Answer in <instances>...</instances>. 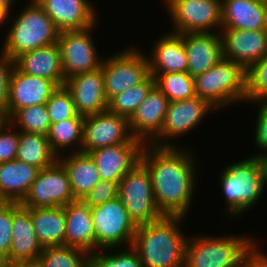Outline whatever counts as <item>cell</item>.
I'll return each instance as SVG.
<instances>
[{
    "label": "cell",
    "mask_w": 267,
    "mask_h": 267,
    "mask_svg": "<svg viewBox=\"0 0 267 267\" xmlns=\"http://www.w3.org/2000/svg\"><path fill=\"white\" fill-rule=\"evenodd\" d=\"M2 267H38L36 263H15L10 265H3Z\"/></svg>",
    "instance_id": "7dc6e473"
},
{
    "label": "cell",
    "mask_w": 267,
    "mask_h": 267,
    "mask_svg": "<svg viewBox=\"0 0 267 267\" xmlns=\"http://www.w3.org/2000/svg\"><path fill=\"white\" fill-rule=\"evenodd\" d=\"M223 58L241 64L246 70L267 55V29H221Z\"/></svg>",
    "instance_id": "2e32d148"
},
{
    "label": "cell",
    "mask_w": 267,
    "mask_h": 267,
    "mask_svg": "<svg viewBox=\"0 0 267 267\" xmlns=\"http://www.w3.org/2000/svg\"><path fill=\"white\" fill-rule=\"evenodd\" d=\"M118 197L136 225L163 217L154 199L150 174L141 163L120 180Z\"/></svg>",
    "instance_id": "52a82bcc"
},
{
    "label": "cell",
    "mask_w": 267,
    "mask_h": 267,
    "mask_svg": "<svg viewBox=\"0 0 267 267\" xmlns=\"http://www.w3.org/2000/svg\"><path fill=\"white\" fill-rule=\"evenodd\" d=\"M74 200L66 170L56 161L52 166L38 171L20 205L25 208L57 207Z\"/></svg>",
    "instance_id": "30bf717a"
},
{
    "label": "cell",
    "mask_w": 267,
    "mask_h": 267,
    "mask_svg": "<svg viewBox=\"0 0 267 267\" xmlns=\"http://www.w3.org/2000/svg\"><path fill=\"white\" fill-rule=\"evenodd\" d=\"M14 64L25 74L52 80L58 86L64 85L65 77L58 43L23 53L14 60Z\"/></svg>",
    "instance_id": "d4e9b609"
},
{
    "label": "cell",
    "mask_w": 267,
    "mask_h": 267,
    "mask_svg": "<svg viewBox=\"0 0 267 267\" xmlns=\"http://www.w3.org/2000/svg\"><path fill=\"white\" fill-rule=\"evenodd\" d=\"M63 207L66 215L65 245L93 253L96 250V234L91 207L81 199Z\"/></svg>",
    "instance_id": "cb8c5ba5"
},
{
    "label": "cell",
    "mask_w": 267,
    "mask_h": 267,
    "mask_svg": "<svg viewBox=\"0 0 267 267\" xmlns=\"http://www.w3.org/2000/svg\"><path fill=\"white\" fill-rule=\"evenodd\" d=\"M211 109L216 110L208 101L198 96L188 100L169 102L162 129L149 145L155 147H177L171 145V143L165 141V139H172V137L177 138L181 134L184 135L186 132H190L191 129L196 127L200 121L203 120L209 111H212ZM162 139H164L163 141L165 142L162 143Z\"/></svg>",
    "instance_id": "5bb4252c"
},
{
    "label": "cell",
    "mask_w": 267,
    "mask_h": 267,
    "mask_svg": "<svg viewBox=\"0 0 267 267\" xmlns=\"http://www.w3.org/2000/svg\"><path fill=\"white\" fill-rule=\"evenodd\" d=\"M94 24L84 29L61 31L57 43L61 51V63L65 80L76 74L97 70L102 59L97 56L91 37Z\"/></svg>",
    "instance_id": "7c38bea8"
},
{
    "label": "cell",
    "mask_w": 267,
    "mask_h": 267,
    "mask_svg": "<svg viewBox=\"0 0 267 267\" xmlns=\"http://www.w3.org/2000/svg\"><path fill=\"white\" fill-rule=\"evenodd\" d=\"M45 107L49 113L51 123L75 118L78 115L71 94L64 85L57 87L47 100Z\"/></svg>",
    "instance_id": "8d00e7d4"
},
{
    "label": "cell",
    "mask_w": 267,
    "mask_h": 267,
    "mask_svg": "<svg viewBox=\"0 0 267 267\" xmlns=\"http://www.w3.org/2000/svg\"><path fill=\"white\" fill-rule=\"evenodd\" d=\"M58 156L52 151L46 135L19 132L16 160L37 167L39 170L52 166Z\"/></svg>",
    "instance_id": "f546056e"
},
{
    "label": "cell",
    "mask_w": 267,
    "mask_h": 267,
    "mask_svg": "<svg viewBox=\"0 0 267 267\" xmlns=\"http://www.w3.org/2000/svg\"><path fill=\"white\" fill-rule=\"evenodd\" d=\"M38 267H89V253L72 246L43 247L38 259Z\"/></svg>",
    "instance_id": "d6a6232c"
},
{
    "label": "cell",
    "mask_w": 267,
    "mask_h": 267,
    "mask_svg": "<svg viewBox=\"0 0 267 267\" xmlns=\"http://www.w3.org/2000/svg\"><path fill=\"white\" fill-rule=\"evenodd\" d=\"M253 242L247 249L242 267H267V254L256 249Z\"/></svg>",
    "instance_id": "ee69618b"
},
{
    "label": "cell",
    "mask_w": 267,
    "mask_h": 267,
    "mask_svg": "<svg viewBox=\"0 0 267 267\" xmlns=\"http://www.w3.org/2000/svg\"><path fill=\"white\" fill-rule=\"evenodd\" d=\"M94 221L97 250L113 251L127 242L132 245L137 225L129 216L128 211L119 197L105 204L91 207ZM100 248V249H99Z\"/></svg>",
    "instance_id": "ba28073f"
},
{
    "label": "cell",
    "mask_w": 267,
    "mask_h": 267,
    "mask_svg": "<svg viewBox=\"0 0 267 267\" xmlns=\"http://www.w3.org/2000/svg\"><path fill=\"white\" fill-rule=\"evenodd\" d=\"M13 2V0H0V7L9 14Z\"/></svg>",
    "instance_id": "bcb514c9"
},
{
    "label": "cell",
    "mask_w": 267,
    "mask_h": 267,
    "mask_svg": "<svg viewBox=\"0 0 267 267\" xmlns=\"http://www.w3.org/2000/svg\"><path fill=\"white\" fill-rule=\"evenodd\" d=\"M127 118L108 110L84 118L82 152L119 143H143L132 136Z\"/></svg>",
    "instance_id": "4fadbf2b"
},
{
    "label": "cell",
    "mask_w": 267,
    "mask_h": 267,
    "mask_svg": "<svg viewBox=\"0 0 267 267\" xmlns=\"http://www.w3.org/2000/svg\"><path fill=\"white\" fill-rule=\"evenodd\" d=\"M57 87L52 80L25 74L14 66L9 81L7 119L19 109L46 104Z\"/></svg>",
    "instance_id": "9a60e30c"
},
{
    "label": "cell",
    "mask_w": 267,
    "mask_h": 267,
    "mask_svg": "<svg viewBox=\"0 0 267 267\" xmlns=\"http://www.w3.org/2000/svg\"><path fill=\"white\" fill-rule=\"evenodd\" d=\"M148 57L150 73L187 72L188 61L183 34L169 33L161 37Z\"/></svg>",
    "instance_id": "484cf974"
},
{
    "label": "cell",
    "mask_w": 267,
    "mask_h": 267,
    "mask_svg": "<svg viewBox=\"0 0 267 267\" xmlns=\"http://www.w3.org/2000/svg\"><path fill=\"white\" fill-rule=\"evenodd\" d=\"M173 33L211 32L221 28V0H166ZM213 28V29H211Z\"/></svg>",
    "instance_id": "8fae6325"
},
{
    "label": "cell",
    "mask_w": 267,
    "mask_h": 267,
    "mask_svg": "<svg viewBox=\"0 0 267 267\" xmlns=\"http://www.w3.org/2000/svg\"><path fill=\"white\" fill-rule=\"evenodd\" d=\"M0 55V108L6 113L9 81L15 64L14 60L7 56L3 51H1Z\"/></svg>",
    "instance_id": "b9f144b4"
},
{
    "label": "cell",
    "mask_w": 267,
    "mask_h": 267,
    "mask_svg": "<svg viewBox=\"0 0 267 267\" xmlns=\"http://www.w3.org/2000/svg\"><path fill=\"white\" fill-rule=\"evenodd\" d=\"M179 216H163L137 225L131 247L144 267H185L187 237L180 229Z\"/></svg>",
    "instance_id": "7a4b0ae2"
},
{
    "label": "cell",
    "mask_w": 267,
    "mask_h": 267,
    "mask_svg": "<svg viewBox=\"0 0 267 267\" xmlns=\"http://www.w3.org/2000/svg\"><path fill=\"white\" fill-rule=\"evenodd\" d=\"M144 143H119L87 152L98 169L100 180H120L140 163Z\"/></svg>",
    "instance_id": "e0dca14e"
},
{
    "label": "cell",
    "mask_w": 267,
    "mask_h": 267,
    "mask_svg": "<svg viewBox=\"0 0 267 267\" xmlns=\"http://www.w3.org/2000/svg\"><path fill=\"white\" fill-rule=\"evenodd\" d=\"M38 171L37 167L16 159L0 163V201L20 203Z\"/></svg>",
    "instance_id": "4316f807"
},
{
    "label": "cell",
    "mask_w": 267,
    "mask_h": 267,
    "mask_svg": "<svg viewBox=\"0 0 267 267\" xmlns=\"http://www.w3.org/2000/svg\"><path fill=\"white\" fill-rule=\"evenodd\" d=\"M154 86V78L152 75H149L139 85L126 89L119 95L113 97L108 102L107 110L129 120Z\"/></svg>",
    "instance_id": "836d02e7"
},
{
    "label": "cell",
    "mask_w": 267,
    "mask_h": 267,
    "mask_svg": "<svg viewBox=\"0 0 267 267\" xmlns=\"http://www.w3.org/2000/svg\"><path fill=\"white\" fill-rule=\"evenodd\" d=\"M75 152L68 158L58 157L57 161L65 168L71 183L75 199H83L89 191L100 181L98 169L88 153Z\"/></svg>",
    "instance_id": "f1b7e54d"
},
{
    "label": "cell",
    "mask_w": 267,
    "mask_h": 267,
    "mask_svg": "<svg viewBox=\"0 0 267 267\" xmlns=\"http://www.w3.org/2000/svg\"><path fill=\"white\" fill-rule=\"evenodd\" d=\"M104 92L108 102L126 89L142 83L149 75L148 57L137 48H126L102 61Z\"/></svg>",
    "instance_id": "9c48e42d"
},
{
    "label": "cell",
    "mask_w": 267,
    "mask_h": 267,
    "mask_svg": "<svg viewBox=\"0 0 267 267\" xmlns=\"http://www.w3.org/2000/svg\"><path fill=\"white\" fill-rule=\"evenodd\" d=\"M169 102V99L154 86L128 120L132 136L144 144H149L162 129Z\"/></svg>",
    "instance_id": "d6986e66"
},
{
    "label": "cell",
    "mask_w": 267,
    "mask_h": 267,
    "mask_svg": "<svg viewBox=\"0 0 267 267\" xmlns=\"http://www.w3.org/2000/svg\"><path fill=\"white\" fill-rule=\"evenodd\" d=\"M11 235L10 264L36 263L43 247L37 239L30 217V208H25L18 202H13Z\"/></svg>",
    "instance_id": "44dd1931"
},
{
    "label": "cell",
    "mask_w": 267,
    "mask_h": 267,
    "mask_svg": "<svg viewBox=\"0 0 267 267\" xmlns=\"http://www.w3.org/2000/svg\"><path fill=\"white\" fill-rule=\"evenodd\" d=\"M12 128L13 125L9 121L0 128V163L16 159L19 144V130L18 132L12 131ZM8 129L9 131H6Z\"/></svg>",
    "instance_id": "60d3db41"
},
{
    "label": "cell",
    "mask_w": 267,
    "mask_h": 267,
    "mask_svg": "<svg viewBox=\"0 0 267 267\" xmlns=\"http://www.w3.org/2000/svg\"><path fill=\"white\" fill-rule=\"evenodd\" d=\"M220 177L227 211L235 216L257 204L267 183L261 162L255 156L228 165Z\"/></svg>",
    "instance_id": "3957f363"
},
{
    "label": "cell",
    "mask_w": 267,
    "mask_h": 267,
    "mask_svg": "<svg viewBox=\"0 0 267 267\" xmlns=\"http://www.w3.org/2000/svg\"><path fill=\"white\" fill-rule=\"evenodd\" d=\"M119 183L100 180L82 199L90 207H96L118 197Z\"/></svg>",
    "instance_id": "ab89813d"
},
{
    "label": "cell",
    "mask_w": 267,
    "mask_h": 267,
    "mask_svg": "<svg viewBox=\"0 0 267 267\" xmlns=\"http://www.w3.org/2000/svg\"><path fill=\"white\" fill-rule=\"evenodd\" d=\"M58 35L53 21L32 0L11 25L2 51L15 60L23 53L57 43Z\"/></svg>",
    "instance_id": "277c9868"
},
{
    "label": "cell",
    "mask_w": 267,
    "mask_h": 267,
    "mask_svg": "<svg viewBox=\"0 0 267 267\" xmlns=\"http://www.w3.org/2000/svg\"><path fill=\"white\" fill-rule=\"evenodd\" d=\"M7 122H8V119H7L6 113L2 108H0V128Z\"/></svg>",
    "instance_id": "c3c4849f"
},
{
    "label": "cell",
    "mask_w": 267,
    "mask_h": 267,
    "mask_svg": "<svg viewBox=\"0 0 267 267\" xmlns=\"http://www.w3.org/2000/svg\"><path fill=\"white\" fill-rule=\"evenodd\" d=\"M64 86L71 94L78 114L87 116L107 111L102 68L67 78Z\"/></svg>",
    "instance_id": "ac0fdd59"
},
{
    "label": "cell",
    "mask_w": 267,
    "mask_h": 267,
    "mask_svg": "<svg viewBox=\"0 0 267 267\" xmlns=\"http://www.w3.org/2000/svg\"><path fill=\"white\" fill-rule=\"evenodd\" d=\"M180 149L145 144L141 151L140 163L150 174L154 199L163 216L185 217L192 204L195 159Z\"/></svg>",
    "instance_id": "6da1fadb"
},
{
    "label": "cell",
    "mask_w": 267,
    "mask_h": 267,
    "mask_svg": "<svg viewBox=\"0 0 267 267\" xmlns=\"http://www.w3.org/2000/svg\"><path fill=\"white\" fill-rule=\"evenodd\" d=\"M85 116L78 114L75 118L51 123L47 139L52 151L59 157V152L67 147L78 146L77 152L82 149ZM79 142V143H78ZM61 148V150H59Z\"/></svg>",
    "instance_id": "4dcf8cb0"
},
{
    "label": "cell",
    "mask_w": 267,
    "mask_h": 267,
    "mask_svg": "<svg viewBox=\"0 0 267 267\" xmlns=\"http://www.w3.org/2000/svg\"><path fill=\"white\" fill-rule=\"evenodd\" d=\"M194 83L196 95L216 110L246 100V69L223 57L205 73L194 77Z\"/></svg>",
    "instance_id": "5b68a950"
},
{
    "label": "cell",
    "mask_w": 267,
    "mask_h": 267,
    "mask_svg": "<svg viewBox=\"0 0 267 267\" xmlns=\"http://www.w3.org/2000/svg\"><path fill=\"white\" fill-rule=\"evenodd\" d=\"M155 86L170 102L196 97L194 78L188 72L150 73Z\"/></svg>",
    "instance_id": "1f68e13d"
},
{
    "label": "cell",
    "mask_w": 267,
    "mask_h": 267,
    "mask_svg": "<svg viewBox=\"0 0 267 267\" xmlns=\"http://www.w3.org/2000/svg\"><path fill=\"white\" fill-rule=\"evenodd\" d=\"M30 217L42 247L65 245L66 215L63 206L30 208Z\"/></svg>",
    "instance_id": "83f0119b"
},
{
    "label": "cell",
    "mask_w": 267,
    "mask_h": 267,
    "mask_svg": "<svg viewBox=\"0 0 267 267\" xmlns=\"http://www.w3.org/2000/svg\"><path fill=\"white\" fill-rule=\"evenodd\" d=\"M7 16H8L7 12H6L4 9H2V8L0 7V25H1L4 21H6L5 19L7 18Z\"/></svg>",
    "instance_id": "681fc988"
},
{
    "label": "cell",
    "mask_w": 267,
    "mask_h": 267,
    "mask_svg": "<svg viewBox=\"0 0 267 267\" xmlns=\"http://www.w3.org/2000/svg\"><path fill=\"white\" fill-rule=\"evenodd\" d=\"M247 236L187 238L185 267H242L248 247Z\"/></svg>",
    "instance_id": "8992f818"
},
{
    "label": "cell",
    "mask_w": 267,
    "mask_h": 267,
    "mask_svg": "<svg viewBox=\"0 0 267 267\" xmlns=\"http://www.w3.org/2000/svg\"><path fill=\"white\" fill-rule=\"evenodd\" d=\"M221 29H267V0H221Z\"/></svg>",
    "instance_id": "603a6c76"
},
{
    "label": "cell",
    "mask_w": 267,
    "mask_h": 267,
    "mask_svg": "<svg viewBox=\"0 0 267 267\" xmlns=\"http://www.w3.org/2000/svg\"><path fill=\"white\" fill-rule=\"evenodd\" d=\"M11 125L20 127L22 132L46 135L49 132L51 119L45 104L32 105L17 110L9 119ZM15 121L17 123H15Z\"/></svg>",
    "instance_id": "e575fe53"
},
{
    "label": "cell",
    "mask_w": 267,
    "mask_h": 267,
    "mask_svg": "<svg viewBox=\"0 0 267 267\" xmlns=\"http://www.w3.org/2000/svg\"><path fill=\"white\" fill-rule=\"evenodd\" d=\"M259 102L261 106H259L256 122L255 143L265 152L267 151V101Z\"/></svg>",
    "instance_id": "7bdbcfd3"
},
{
    "label": "cell",
    "mask_w": 267,
    "mask_h": 267,
    "mask_svg": "<svg viewBox=\"0 0 267 267\" xmlns=\"http://www.w3.org/2000/svg\"><path fill=\"white\" fill-rule=\"evenodd\" d=\"M267 101V55L246 70V101Z\"/></svg>",
    "instance_id": "d590c367"
},
{
    "label": "cell",
    "mask_w": 267,
    "mask_h": 267,
    "mask_svg": "<svg viewBox=\"0 0 267 267\" xmlns=\"http://www.w3.org/2000/svg\"><path fill=\"white\" fill-rule=\"evenodd\" d=\"M13 202L0 201V267L10 265Z\"/></svg>",
    "instance_id": "f35d334b"
},
{
    "label": "cell",
    "mask_w": 267,
    "mask_h": 267,
    "mask_svg": "<svg viewBox=\"0 0 267 267\" xmlns=\"http://www.w3.org/2000/svg\"><path fill=\"white\" fill-rule=\"evenodd\" d=\"M128 249L114 255L94 251L89 254V267H144L137 252L131 246Z\"/></svg>",
    "instance_id": "74e56055"
},
{
    "label": "cell",
    "mask_w": 267,
    "mask_h": 267,
    "mask_svg": "<svg viewBox=\"0 0 267 267\" xmlns=\"http://www.w3.org/2000/svg\"><path fill=\"white\" fill-rule=\"evenodd\" d=\"M187 54V72L194 78L216 65L222 55L221 36L218 32L183 33Z\"/></svg>",
    "instance_id": "7402d4cb"
},
{
    "label": "cell",
    "mask_w": 267,
    "mask_h": 267,
    "mask_svg": "<svg viewBox=\"0 0 267 267\" xmlns=\"http://www.w3.org/2000/svg\"><path fill=\"white\" fill-rule=\"evenodd\" d=\"M59 32L96 25L94 7L88 0H35Z\"/></svg>",
    "instance_id": "ffe728a7"
},
{
    "label": "cell",
    "mask_w": 267,
    "mask_h": 267,
    "mask_svg": "<svg viewBox=\"0 0 267 267\" xmlns=\"http://www.w3.org/2000/svg\"><path fill=\"white\" fill-rule=\"evenodd\" d=\"M255 157H258L261 162L262 170L267 182V151L264 153L263 152L261 153L259 152L258 154L256 153Z\"/></svg>",
    "instance_id": "f6af8a7d"
}]
</instances>
